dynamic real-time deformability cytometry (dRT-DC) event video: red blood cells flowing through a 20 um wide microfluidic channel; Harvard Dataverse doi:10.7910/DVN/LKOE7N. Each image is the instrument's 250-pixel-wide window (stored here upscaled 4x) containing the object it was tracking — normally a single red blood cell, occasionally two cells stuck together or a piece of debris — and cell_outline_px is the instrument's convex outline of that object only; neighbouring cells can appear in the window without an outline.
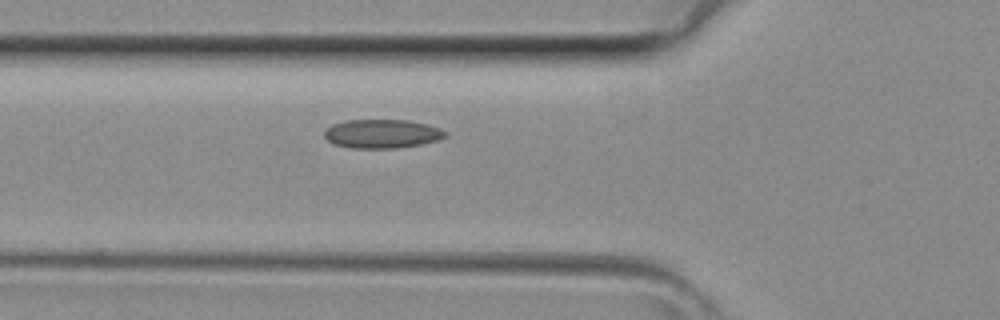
{"species": "common noctule bat (a hibernating species)", "species_latin": "Nyctalus noctula", "temperature_condition": "room temperature", "stored_images_in_passage": 29, "camera_frame_rate_fps": 3000, "um_per_image_px": 0.085, "animal": {"sex": "female", "body_mass_g": 29.2, "forearm_length_mm": 56.3}, "frame": {"image": 1, "passage_image": 2, "time_ms": 0.333, "image_size_px": [1000, 320], "cell_outline_px": [[448, 136], [436, 140], [420, 144], [396, 148], [348, 148], [336, 144], [328, 140], [324, 136], [324, 132], [332, 124], [344, 120], [408, 120], [428, 124], [440, 128], [448, 132]], "centroid_in_image_um": [32.49, 11.36], "position_along_channel_um": 93.3, "area_um2": 20.35}}
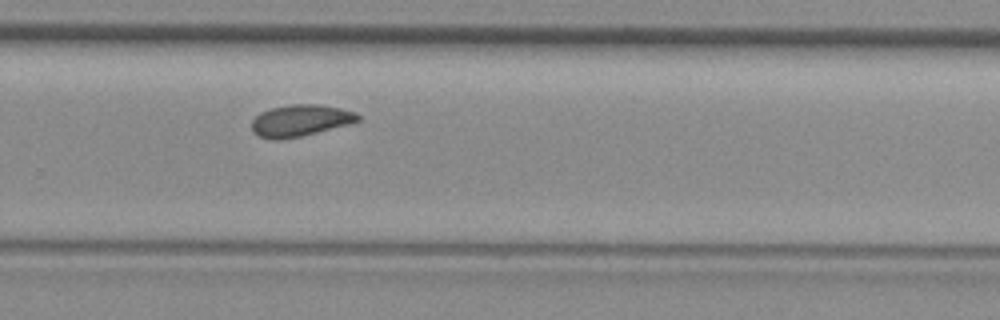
{"frame": {"image": 2, "passage_image": 15, "time_ms": 4.667, "image_size_px": [1000, 320], "cell_outline_px": [[360, 120], [348, 124], [300, 136], [272, 140], [260, 136], [252, 132], [252, 120], [260, 112], [272, 108], [288, 104], [320, 104], [340, 108], [356, 112], [360, 116]], "centroid_in_image_um": [25.51, 10.22], "position_along_channel_um": 304.3, "area_um2": 19.42}}
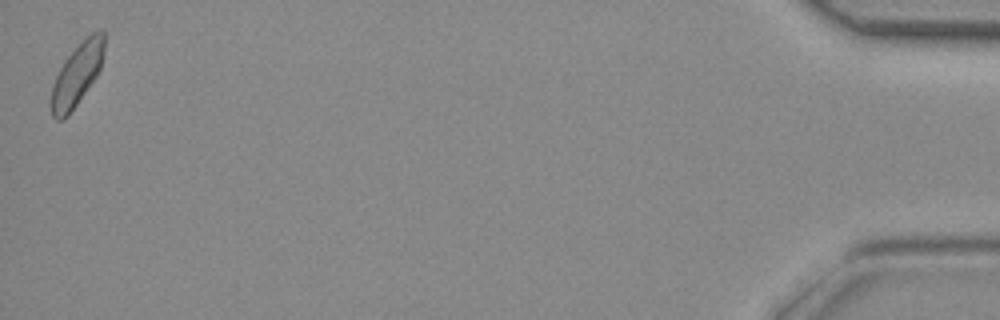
{"frame": {"image": 3, "passage_image": 29, "time_ms": 9.333, "image_size_px": [1000, 320], "cell_outline_px": [[104, 52], [100, 68], [96, 76], [68, 116], [60, 120], [56, 120], [52, 116], [52, 84], [64, 60], [92, 32], [104, 28]], "centroid_in_image_um": [6.56, 6.33], "position_along_channel_um": 428.6, "area_um2": 18.79}}